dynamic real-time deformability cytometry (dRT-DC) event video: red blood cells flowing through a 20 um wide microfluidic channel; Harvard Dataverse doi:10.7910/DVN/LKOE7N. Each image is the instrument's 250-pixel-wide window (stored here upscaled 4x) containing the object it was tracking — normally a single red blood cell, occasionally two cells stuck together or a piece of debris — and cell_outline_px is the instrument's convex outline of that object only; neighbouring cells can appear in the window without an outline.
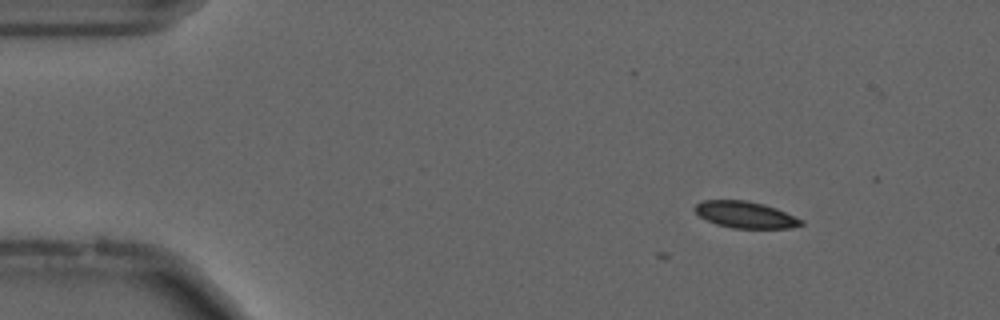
{"species": "common noctule bat (a hibernating species)", "species_latin": "Nyctalus noctula", "temperature_condition": "cold", "stored_images_in_passage": 7, "camera_frame_rate_fps": 3000, "um_per_image_px": 0.085, "animal": {"sex": "male", "forearm_length_mm": 52.5}, "frame": {"image": 1, "passage_image": 1, "time_ms": 0.0, "image_size_px": [1000, 320], "cell_outline_px": [[804, 224], [792, 228], [732, 228], [716, 224], [700, 216], [692, 208], [696, 204], [704, 200], [748, 200], [764, 204], [776, 208], [804, 220]], "centroid_in_image_um": [63.37, 18.25], "position_along_channel_um": 21.6, "area_um2": 16.53}}